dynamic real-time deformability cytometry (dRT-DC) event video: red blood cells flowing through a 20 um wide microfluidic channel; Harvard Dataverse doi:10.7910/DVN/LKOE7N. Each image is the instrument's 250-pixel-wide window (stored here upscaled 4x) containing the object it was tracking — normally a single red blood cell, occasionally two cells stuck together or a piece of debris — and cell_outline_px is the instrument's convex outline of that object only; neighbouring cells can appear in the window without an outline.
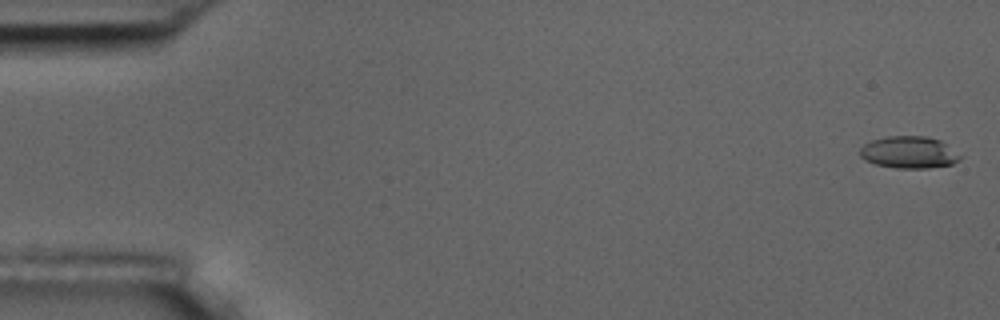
{"species": "common noctule bat (a hibernating species)", "species_latin": "Nyctalus noctula", "temperature_condition": "room temperature", "stored_images_in_passage": 5, "camera_frame_rate_fps": 3000, "um_per_image_px": 0.085, "animal": {"sex": "male", "body_mass_g": 17.5, "forearm_length_mm": 52.3}, "frame": {"image": 1, "passage_image": 1, "time_ms": 0.0, "image_size_px": [1000, 320], "cell_outline_px": [[960, 160], [952, 164], [928, 168], [896, 168], [876, 164], [864, 160], [860, 156], [860, 148], [864, 144], [872, 140], [888, 136], [928, 136], [940, 140], [960, 156]], "centroid_in_image_um": [77.23, 12.95], "position_along_channel_um": 7.8, "area_um2": 18.55}}
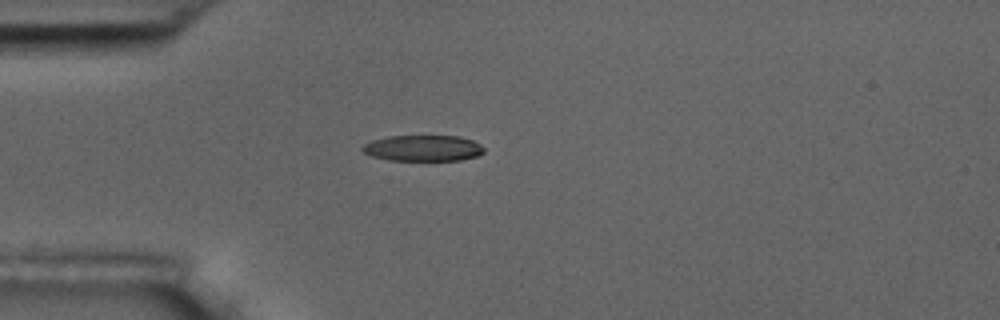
{"frame": {"image": 2, "passage_image": 5, "time_ms": 4.667, "image_size_px": [1000, 320], "cell_outline_px": [[484, 152], [480, 156], [460, 160], [388, 160], [372, 156], [364, 152], [360, 148], [364, 144], [372, 140], [388, 136], [460, 136], [472, 140], [480, 144], [484, 148]], "centroid_in_image_um": [35.98, 12.59], "position_along_channel_um": 49.0, "area_um2": 18.5}}